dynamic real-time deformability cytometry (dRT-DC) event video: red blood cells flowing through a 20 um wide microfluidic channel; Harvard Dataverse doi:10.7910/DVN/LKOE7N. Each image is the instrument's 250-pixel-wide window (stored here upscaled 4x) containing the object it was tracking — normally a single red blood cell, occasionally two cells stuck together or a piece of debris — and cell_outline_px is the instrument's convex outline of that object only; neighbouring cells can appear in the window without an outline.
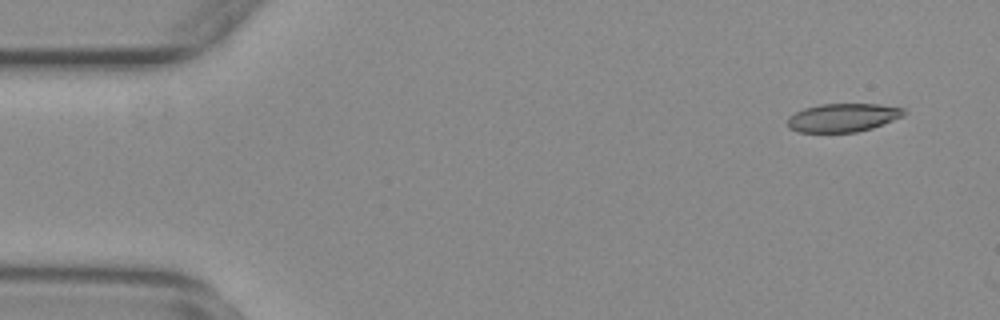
{"species": "common noctule bat (a hibernating species)", "species_latin": "Nyctalus noctula", "temperature_condition": "warm", "stored_images_in_passage": 4, "camera_frame_rate_fps": 3000, "um_per_image_px": 0.085, "animal": {"sex": "female", "body_mass_g": 29.2, "forearm_length_mm": 56.3}, "frame": {"image": 1, "passage_image": 1, "time_ms": 0.0, "image_size_px": [1000, 320], "cell_outline_px": [[908, 112], [904, 116], [872, 128], [856, 132], [800, 132], [788, 128], [788, 116], [804, 108], [820, 104], [880, 104], [904, 108]], "centroid_in_image_um": [71.67, 9.99], "position_along_channel_um": 13.3, "area_um2": 19.36}}